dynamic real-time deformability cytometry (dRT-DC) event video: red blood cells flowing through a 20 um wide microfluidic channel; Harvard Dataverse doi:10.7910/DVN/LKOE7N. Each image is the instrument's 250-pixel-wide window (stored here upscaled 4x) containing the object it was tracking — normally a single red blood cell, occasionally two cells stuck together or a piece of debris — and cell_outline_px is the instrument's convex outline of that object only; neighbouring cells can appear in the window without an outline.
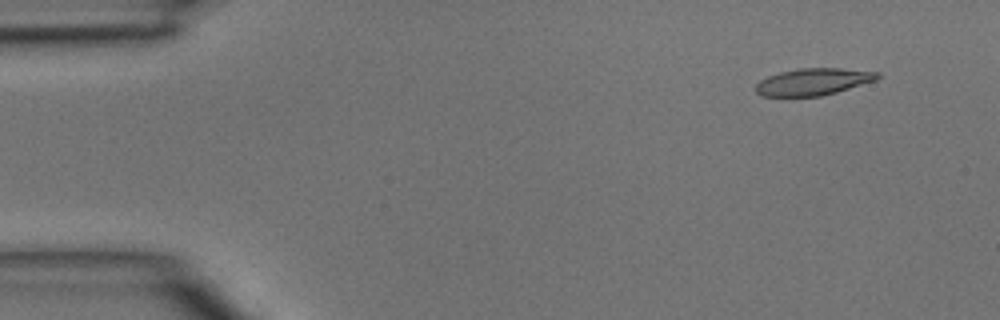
{"species": "common noctule bat (a hibernating species)", "species_latin": "Nyctalus noctula", "temperature_condition": "room temperature", "stored_images_in_passage": 44, "camera_frame_rate_fps": 3000, "um_per_image_px": 0.085, "animal": {"sex": "male", "body_mass_g": 15.6}, "frame": {"image": 1, "passage_image": 4, "time_ms": 1.0, "image_size_px": [1000, 320], "cell_outline_px": [[880, 76], [876, 80], [836, 92], [820, 96], [760, 96], [756, 92], [756, 84], [760, 80], [768, 76], [780, 72], [800, 68], [840, 68], [880, 72]], "centroid_in_image_um": [69.12, 6.94], "position_along_channel_um": 15.9, "area_um2": 19.02}}
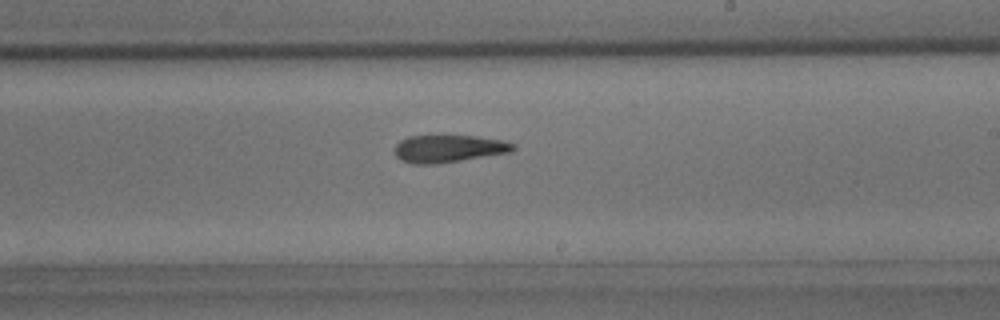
{"frame": {"image": 2, "passage_image": 26, "time_ms": 8.333, "image_size_px": [1000, 320], "cell_outline_px": [[516, 148], [512, 152], [436, 164], [416, 164], [400, 160], [396, 156], [396, 144], [400, 140], [408, 136], [440, 132], [476, 136], [504, 140], [516, 144]], "centroid_in_image_um": [38.14, 12.57], "position_along_channel_um": 250.9, "area_um2": 19.94}}
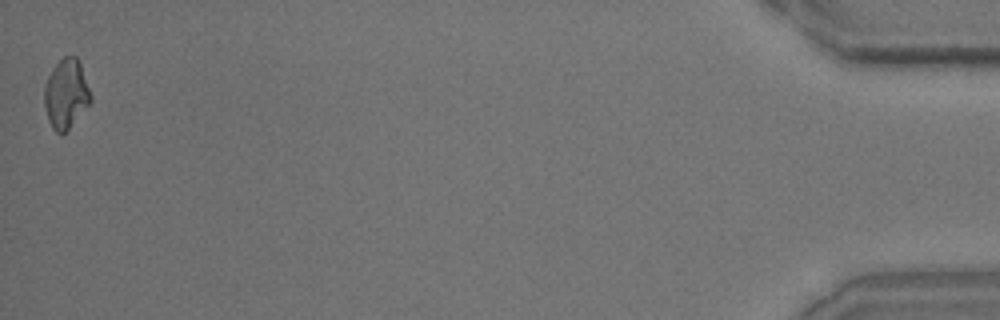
{"frame": {"image": 3, "passage_image": 44, "time_ms": 14.333, "image_size_px": [1000, 320], "cell_outline_px": [[92, 100], [68, 128], [64, 132], [56, 132], [52, 128], [48, 120], [44, 104], [44, 84], [52, 68], [64, 56], [76, 56], [80, 64], [92, 96]], "centroid_in_image_um": [5.59, 7.95], "position_along_channel_um": 429.6, "area_um2": 18.44}}